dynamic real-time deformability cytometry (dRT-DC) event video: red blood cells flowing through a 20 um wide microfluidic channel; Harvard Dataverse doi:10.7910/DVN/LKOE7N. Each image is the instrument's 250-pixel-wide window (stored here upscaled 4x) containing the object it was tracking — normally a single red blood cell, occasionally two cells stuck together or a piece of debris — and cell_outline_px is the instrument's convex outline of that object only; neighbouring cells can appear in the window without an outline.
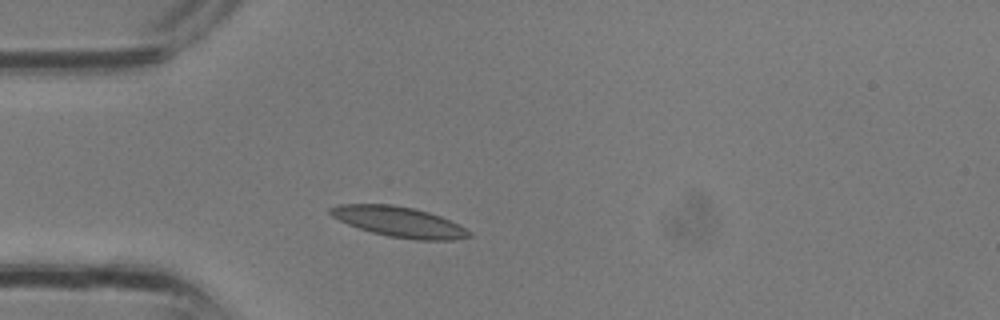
{"species": "common noctule bat (a hibernating species)", "species_latin": "Nyctalus noctula", "temperature_condition": "room temperature", "stored_images_in_passage": 25, "camera_frame_rate_fps": 3000, "um_per_image_px": 0.085, "animal": {"sex": "male", "body_mass_g": 13.3}, "frame": {"image": 1, "passage_image": 1, "time_ms": 0.0, "image_size_px": [1000, 320], "cell_outline_px": [[472, 236], [452, 240], [416, 240], [388, 236], [372, 232], [348, 224], [332, 216], [328, 212], [328, 208], [340, 204], [392, 204], [412, 208], [428, 212], [440, 216], [472, 232]], "centroid_in_image_um": [33.9, 18.85], "position_along_channel_um": 51.1, "area_um2": 24.28}}
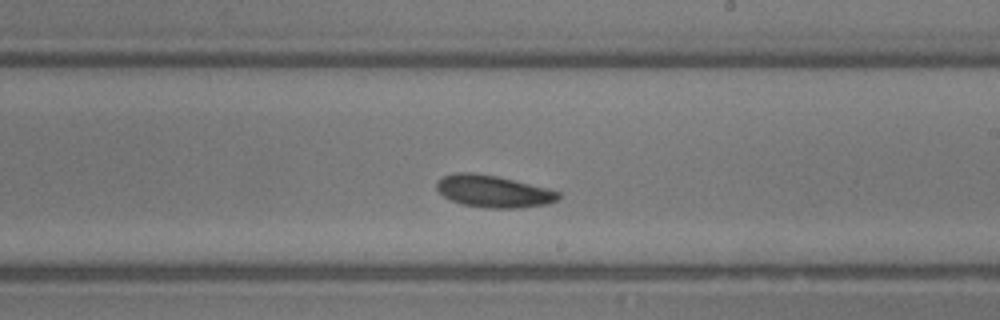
{"frame": {"image": 2, "passage_image": 11, "time_ms": 3.333, "image_size_px": [1000, 320], "cell_outline_px": [[560, 196], [556, 200], [548, 204], [520, 208], [488, 208], [460, 204], [444, 196], [436, 188], [436, 180], [444, 176], [456, 172], [472, 172], [496, 176], [548, 188], [560, 192]], "centroid_in_image_um": [41.93, 16.26], "position_along_channel_um": 247.1, "area_um2": 22.77}}
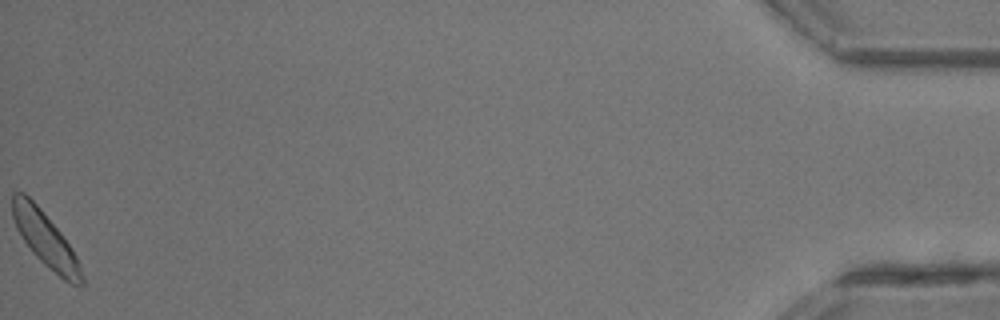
{"frame": {"image": 3, "passage_image": 25, "time_ms": 8.0, "image_size_px": [1000, 320], "cell_outline_px": [[84, 284], [72, 284], [64, 280], [48, 268], [32, 252], [16, 228], [12, 216], [12, 192], [24, 192], [40, 208], [60, 232], [72, 248], [80, 264], [84, 276]], "centroid_in_image_um": [3.86, 20.35], "position_along_channel_um": 431.3, "area_um2": 21.85}}